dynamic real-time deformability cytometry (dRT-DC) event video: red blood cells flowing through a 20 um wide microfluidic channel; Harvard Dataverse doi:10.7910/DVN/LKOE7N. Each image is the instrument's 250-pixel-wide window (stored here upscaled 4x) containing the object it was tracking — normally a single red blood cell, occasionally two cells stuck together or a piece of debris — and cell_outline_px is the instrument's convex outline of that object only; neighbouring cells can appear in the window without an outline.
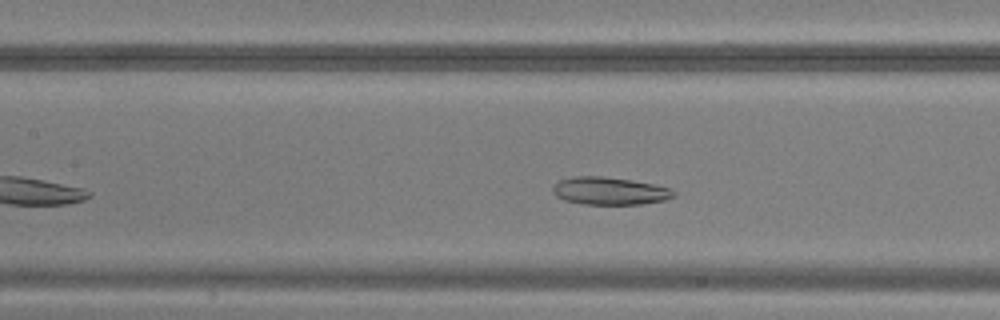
{"species": "common noctule bat (a hibernating species)", "species_latin": "Nyctalus noctula", "temperature_condition": "warm", "stored_images_in_passage": 37, "camera_frame_rate_fps": 3000, "um_per_image_px": 0.085, "animal": {"sex": "male", "body_mass_g": 20.5, "forearm_length_mm": 52.5}, "frame": {"image": 1, "passage_image": 15, "time_ms": 4.667, "image_size_px": [1000, 320], "cell_outline_px": [[676, 196], [664, 200], [640, 204], [584, 204], [564, 200], [556, 196], [552, 192], [552, 188], [560, 180], [572, 176], [600, 176], [632, 180], [652, 184], [668, 188], [676, 192]], "centroid_in_image_um": [51.8, 16.23], "position_along_channel_um": 155.6, "area_um2": 19.36}}
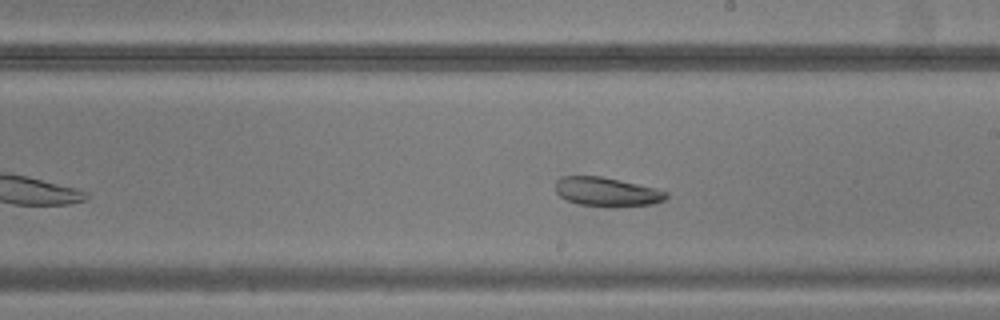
{"frame": {"image": 2, "passage_image": 21, "time_ms": 6.667, "image_size_px": [1000, 320], "cell_outline_px": [[668, 196], [664, 200], [652, 204], [616, 208], [608, 208], [576, 204], [560, 196], [556, 192], [556, 180], [560, 176], [600, 176], [620, 180], [656, 188], [668, 192]], "centroid_in_image_um": [51.59, 16.33], "position_along_channel_um": 237.4, "area_um2": 19.13}}
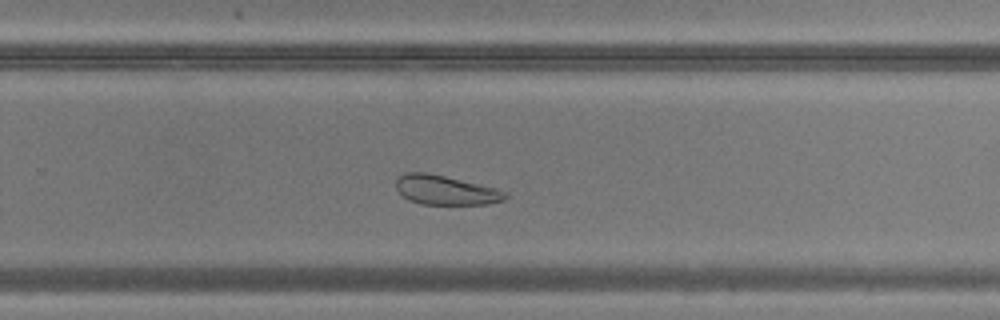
{"frame": {"image": 3, "passage_image": 25, "time_ms": 8.0, "image_size_px": [1000, 320], "cell_outline_px": [[508, 196], [504, 200], [488, 204], [420, 204], [408, 200], [396, 188], [396, 180], [404, 172], [428, 172], [496, 188], [508, 192]], "centroid_in_image_um": [37.88, 16.16], "position_along_channel_um": 291.9, "area_um2": 18.73}}